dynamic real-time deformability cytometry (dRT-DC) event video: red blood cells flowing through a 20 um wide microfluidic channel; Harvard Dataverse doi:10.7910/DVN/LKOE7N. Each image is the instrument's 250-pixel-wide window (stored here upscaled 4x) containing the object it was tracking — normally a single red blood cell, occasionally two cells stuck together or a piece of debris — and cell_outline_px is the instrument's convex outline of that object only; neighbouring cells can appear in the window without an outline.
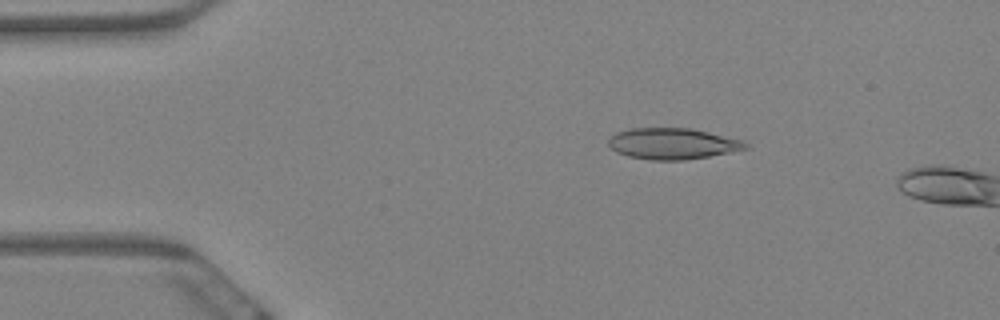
{"species": "Egyptian fruit bat (a non-hibernating species)", "species_latin": "Rousettus aegyptiacus", "temperature_condition": "warm", "stored_images_in_passage": 4, "camera_frame_rate_fps": 3000, "um_per_image_px": 0.085, "animal": {"sex": "female"}, "frame": {"image": 1, "passage_image": 3, "time_ms": 0.667, "image_size_px": [1000, 320], "cell_outline_px": [[752, 148], [708, 156], [684, 160], [652, 160], [628, 156], [616, 152], [608, 144], [608, 140], [616, 132], [628, 128], [692, 128], [744, 140]], "centroid_in_image_um": [57.2, 12.2], "position_along_channel_um": 27.8, "area_um2": 25.03}}